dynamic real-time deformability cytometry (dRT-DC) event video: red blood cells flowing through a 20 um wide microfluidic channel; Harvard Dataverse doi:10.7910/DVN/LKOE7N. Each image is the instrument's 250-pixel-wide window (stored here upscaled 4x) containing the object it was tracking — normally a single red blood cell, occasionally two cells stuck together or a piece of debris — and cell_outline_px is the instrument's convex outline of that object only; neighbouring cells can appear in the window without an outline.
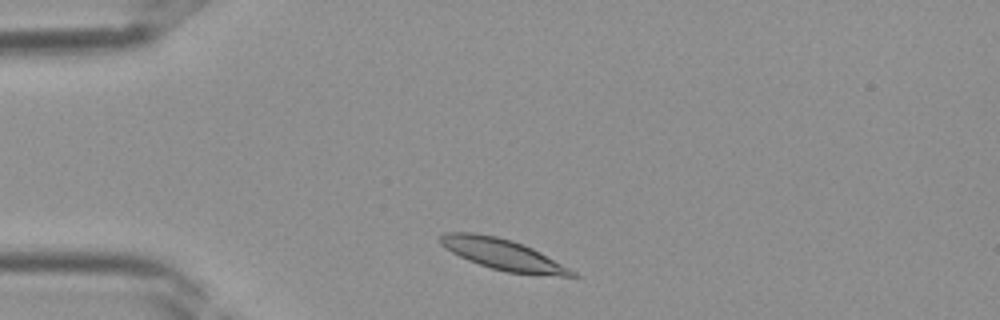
{"species": "Egyptian fruit bat (a non-hibernating species)", "species_latin": "Rousettus aegyptiacus", "temperature_condition": "room temperature", "stored_images_in_passage": 27, "camera_frame_rate_fps": 3000, "um_per_image_px": 0.085, "frame": {"image": 1, "passage_image": 2, "time_ms": 0.333, "image_size_px": [1000, 320], "cell_outline_px": [[580, 276], [560, 276], [508, 272], [492, 268], [468, 260], [444, 248], [440, 244], [440, 236], [444, 232], [472, 232], [496, 236], [512, 240], [524, 244], [540, 252], [576, 272]], "centroid_in_image_um": [42.71, 21.61], "position_along_channel_um": 42.3, "area_um2": 23.47}}
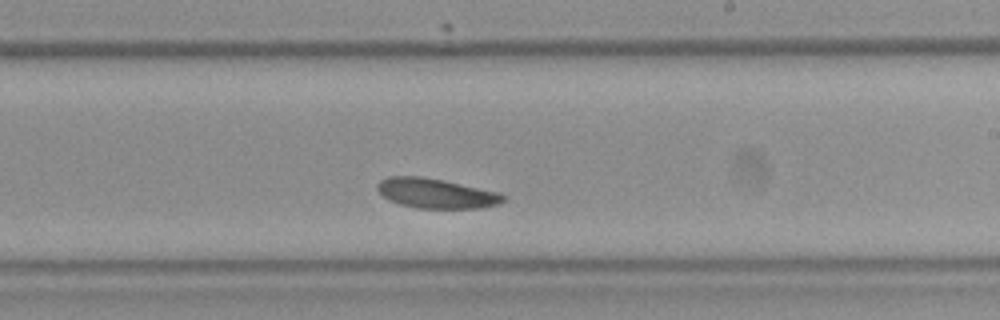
{"frame": {"image": 2, "passage_image": 16, "time_ms": 5.0, "image_size_px": [1000, 320], "cell_outline_px": [[508, 196], [504, 200], [496, 204], [480, 208], [416, 208], [400, 204], [388, 200], [376, 188], [376, 184], [380, 180], [388, 176], [420, 176], [444, 180], [500, 192]], "centroid_in_image_um": [37.06, 16.42], "position_along_channel_um": 251.9, "area_um2": 21.96}}
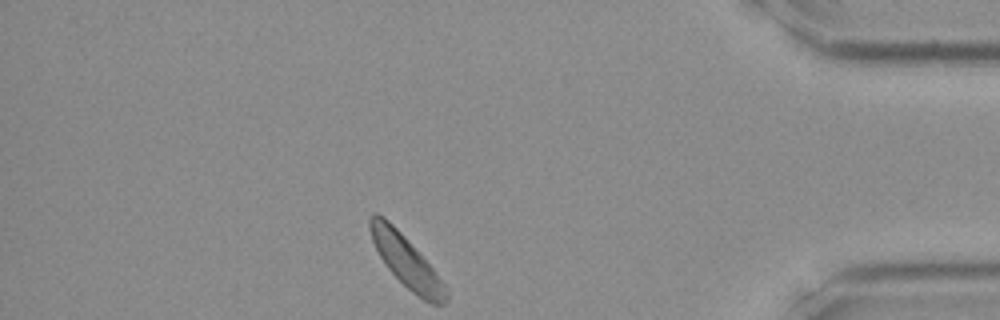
{"frame": {"image": 3, "passage_image": 27, "time_ms": 8.667, "image_size_px": [1000, 320], "cell_outline_px": [[448, 300], [444, 304], [432, 304], [424, 300], [412, 292], [384, 264], [372, 240], [368, 224], [368, 220], [372, 212], [376, 212], [384, 216], [404, 236], [432, 268], [448, 288]], "centroid_in_image_um": [34.53, 22.21], "position_along_channel_um": 400.7, "area_um2": 22.48}}